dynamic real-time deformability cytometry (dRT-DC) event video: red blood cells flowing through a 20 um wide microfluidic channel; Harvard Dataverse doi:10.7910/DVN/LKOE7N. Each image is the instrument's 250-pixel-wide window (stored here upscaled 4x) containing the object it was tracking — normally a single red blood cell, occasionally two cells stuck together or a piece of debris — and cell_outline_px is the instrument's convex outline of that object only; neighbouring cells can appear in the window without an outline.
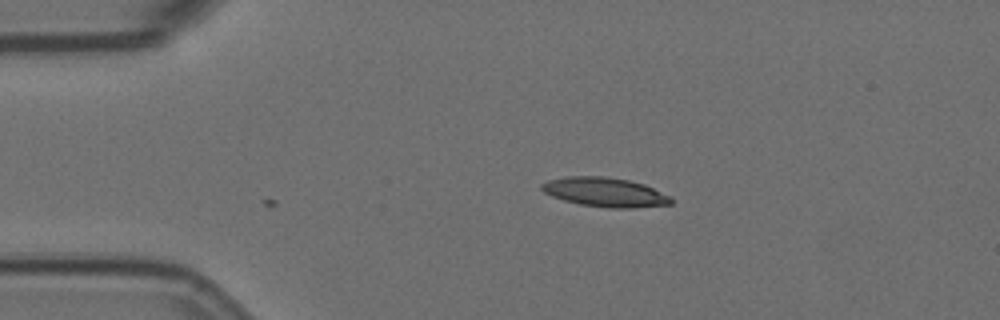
{"species": "Egyptian fruit bat (a non-hibernating species)", "species_latin": "Rousettus aegyptiacus", "temperature_condition": "room temperature", "stored_images_in_passage": 4, "camera_frame_rate_fps": 3000, "um_per_image_px": 0.085, "animal": {"sex": "female"}, "frame": {"image": 1, "passage_image": 4, "time_ms": 1.0, "image_size_px": [1000, 320], "cell_outline_px": [[672, 204], [632, 208], [608, 208], [580, 204], [564, 200], [552, 196], [544, 192], [540, 188], [540, 184], [548, 180], [568, 176], [604, 176], [628, 180], [644, 184], [672, 196]], "centroid_in_image_um": [51.43, 16.33], "position_along_channel_um": 33.6, "area_um2": 22.14}}